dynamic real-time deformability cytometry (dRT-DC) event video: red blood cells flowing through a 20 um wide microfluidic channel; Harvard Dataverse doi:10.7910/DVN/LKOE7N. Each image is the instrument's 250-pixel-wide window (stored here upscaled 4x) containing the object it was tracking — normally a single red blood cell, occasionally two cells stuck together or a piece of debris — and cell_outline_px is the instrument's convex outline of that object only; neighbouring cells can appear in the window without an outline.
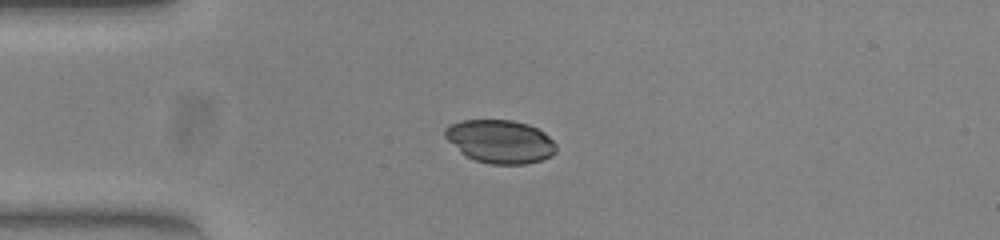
{"species": "common noctule bat (a hibernating species)", "species_latin": "Nyctalus noctula", "temperature_condition": "warm", "stored_images_in_passage": 42, "camera_frame_rate_fps": 3000, "um_per_image_px": 0.085, "animal": {"sex": "female", "body_mass_g": 23.0, "forearm_length_mm": 53.4}, "frame": {"image": 1, "passage_image": 7, "time_ms": 2.0, "image_size_px": [1000, 240], "cell_outline_px": [[556, 152], [552, 156], [540, 160], [524, 164], [492, 164], [476, 160], [460, 152], [444, 136], [444, 128], [460, 120], [512, 120], [528, 124], [544, 132], [556, 144]], "centroid_in_image_um": [42.52, 12.02], "position_along_channel_um": 42.5, "area_um2": 27.92}}
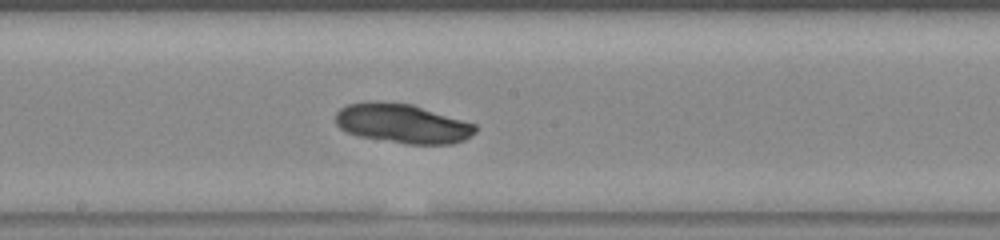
{"frame": {"image": 2, "passage_image": 22, "time_ms": 7.0, "image_size_px": [1000, 240], "cell_outline_px": [[476, 132], [464, 140], [452, 144], [408, 144], [360, 136], [348, 132], [340, 128], [336, 124], [336, 112], [340, 108], [348, 104], [412, 104], [476, 124]], "centroid_in_image_um": [34.27, 10.54], "position_along_channel_um": 213.9, "area_um2": 31.1}}
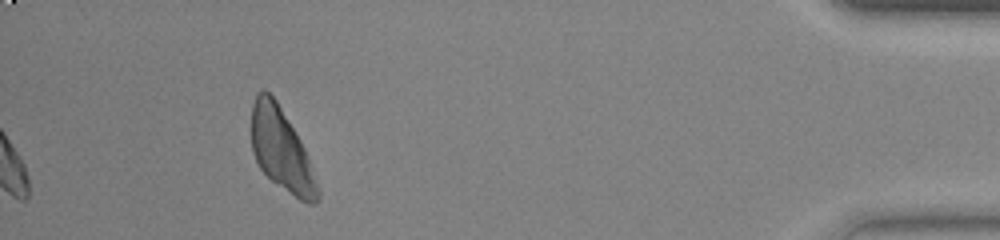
{"frame": {"image": 3, "passage_image": 42, "time_ms": 13.667, "image_size_px": [1000, 240], "cell_outline_px": [[320, 200], [316, 204], [308, 204], [300, 200], [272, 180], [260, 168], [252, 152], [252, 104], [256, 92], [264, 88], [276, 100], [296, 132], [308, 156], [320, 192]], "centroid_in_image_um": [23.92, 12.73], "position_along_channel_um": 411.3, "area_um2": 31.56}}